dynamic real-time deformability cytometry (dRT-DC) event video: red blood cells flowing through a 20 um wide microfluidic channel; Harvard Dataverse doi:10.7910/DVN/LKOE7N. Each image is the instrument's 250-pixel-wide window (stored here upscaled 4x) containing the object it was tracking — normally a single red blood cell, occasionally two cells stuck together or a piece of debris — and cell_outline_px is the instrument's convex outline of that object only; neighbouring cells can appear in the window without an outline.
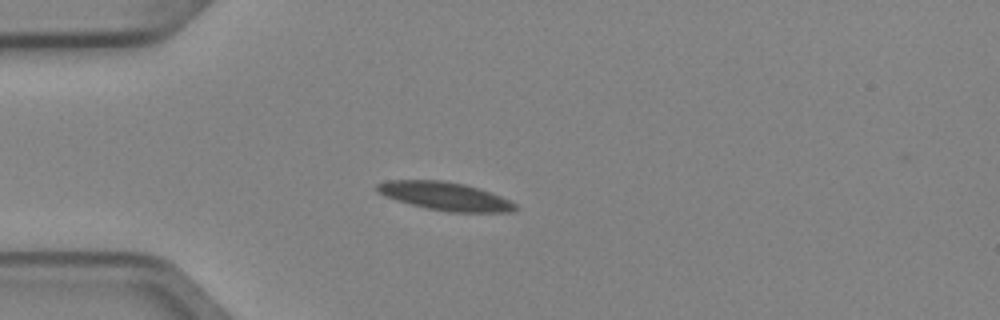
{"species": "Egyptian fruit bat (a non-hibernating species)", "species_latin": "Rousettus aegyptiacus", "temperature_condition": "cold", "stored_images_in_passage": 3, "camera_frame_rate_fps": 3000, "um_per_image_px": 0.085, "animal": {"sex": "female"}, "frame": {"image": 1, "passage_image": 2, "time_ms": 0.333, "image_size_px": [1000, 320], "cell_outline_px": [[520, 208], [516, 212], [448, 212], [428, 208], [396, 200], [384, 196], [376, 192], [376, 184], [388, 180], [440, 180], [464, 184], [500, 196], [516, 204]], "centroid_in_image_um": [37.82, 16.68], "position_along_channel_um": 47.2, "area_um2": 22.66}}